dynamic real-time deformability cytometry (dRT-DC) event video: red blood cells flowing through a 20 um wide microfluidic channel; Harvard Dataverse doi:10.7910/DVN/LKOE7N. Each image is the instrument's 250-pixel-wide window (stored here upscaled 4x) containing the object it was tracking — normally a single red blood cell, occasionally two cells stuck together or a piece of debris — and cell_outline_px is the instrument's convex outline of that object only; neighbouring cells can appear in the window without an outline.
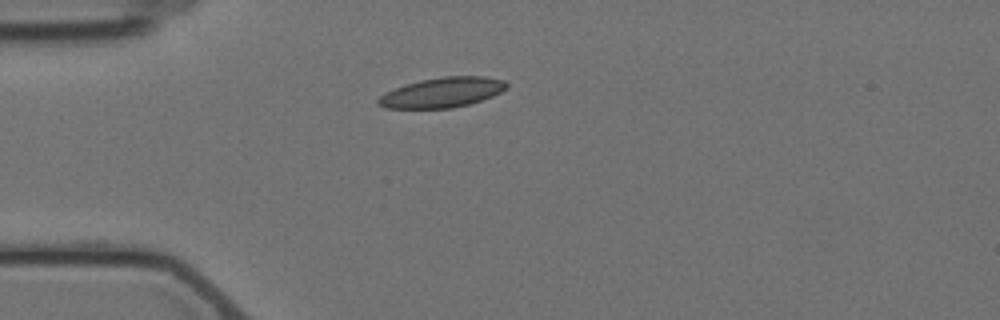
{"species": "Egyptian fruit bat (a non-hibernating species)", "species_latin": "Rousettus aegyptiacus", "temperature_condition": "cold", "stored_images_in_passage": 12, "camera_frame_rate_fps": 3000, "um_per_image_px": 0.085, "animal": {"sex": "female"}, "frame": {"image": 1, "passage_image": 1, "time_ms": 0.0, "image_size_px": [1000, 320], "cell_outline_px": [[508, 88], [492, 96], [468, 104], [452, 108], [384, 108], [376, 104], [376, 100], [384, 92], [404, 84], [420, 80], [444, 76], [484, 76], [504, 80], [508, 84]], "centroid_in_image_um": [37.55, 7.85], "position_along_channel_um": 47.4, "area_um2": 22.54}}
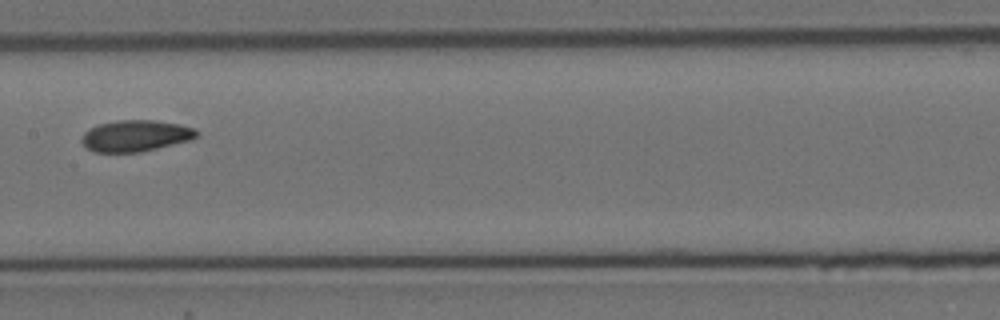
{"frame": {"image": 2, "passage_image": 5, "time_ms": 4.667, "image_size_px": [1000, 320], "cell_outline_px": [[200, 132], [192, 140], [140, 152], [92, 152], [80, 140], [84, 132], [100, 124], [116, 120], [156, 120], [180, 124], [196, 128]], "centroid_in_image_um": [11.57, 11.54], "position_along_channel_um": 195.8, "area_um2": 21.1}}
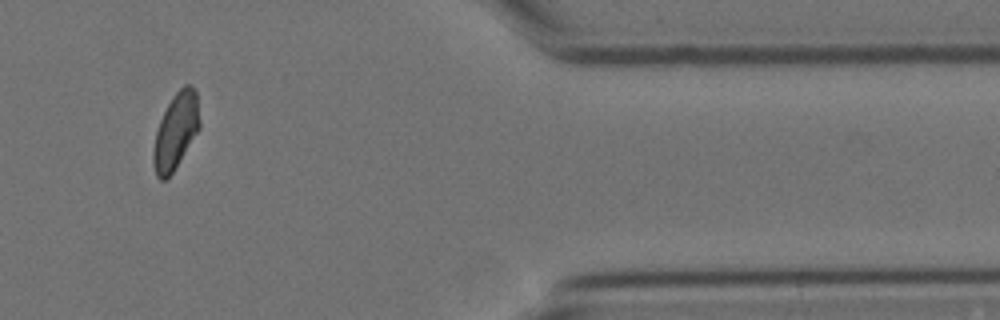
{"frame": {"image": 3, "passage_image": 10, "time_ms": 11.333, "image_size_px": [1000, 320], "cell_outline_px": [[200, 128], [172, 172], [164, 180], [160, 180], [156, 176], [152, 164], [152, 152], [156, 132], [160, 120], [172, 96], [184, 84], [192, 84], [196, 92], [200, 120]], "centroid_in_image_um": [14.93, 11.13], "position_along_channel_um": 396.5, "area_um2": 20.4}, "authors_computed_cell_mechanics": {"area_um2": 20.808, "velocity_mm_per_s": 3.4995, "shape_relaxation_time_tau1_ms": 5.474, "shape_relaxation_time_tau2_ms": 3.571, "deformation_change_tau1": 0.1164, "deformation_change_tau2": 0.0875}}